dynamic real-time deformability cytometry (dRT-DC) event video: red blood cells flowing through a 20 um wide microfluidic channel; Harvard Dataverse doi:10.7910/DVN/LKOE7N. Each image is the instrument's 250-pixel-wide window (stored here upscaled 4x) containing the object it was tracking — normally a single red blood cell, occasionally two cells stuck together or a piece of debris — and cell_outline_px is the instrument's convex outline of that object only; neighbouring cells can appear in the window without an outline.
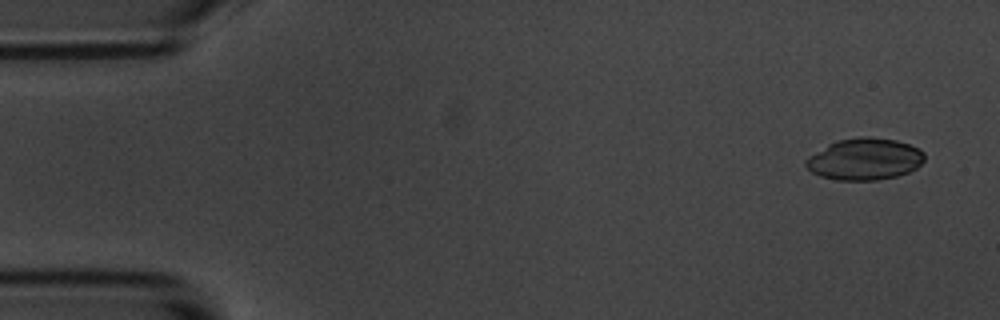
{"species": "common noctule bat (a hibernating species)", "species_latin": "Nyctalus noctula", "temperature_condition": "room temperature", "stored_images_in_passage": 6, "camera_frame_rate_fps": 3000, "um_per_image_px": 0.085, "animal": {"sex": "male", "body_mass_g": 20.1, "forearm_length_mm": 53.5}, "frame": {"image": 1, "passage_image": 1, "time_ms": 0.0, "image_size_px": [1000, 320], "cell_outline_px": [[924, 160], [916, 168], [908, 172], [896, 176], [876, 180], [836, 180], [820, 176], [812, 172], [804, 164], [804, 160], [808, 156], [828, 144], [836, 140], [860, 136], [868, 136], [896, 140], [920, 148], [924, 152]], "centroid_in_image_um": [73.48, 13.51], "position_along_channel_um": 11.5, "area_um2": 29.02}}